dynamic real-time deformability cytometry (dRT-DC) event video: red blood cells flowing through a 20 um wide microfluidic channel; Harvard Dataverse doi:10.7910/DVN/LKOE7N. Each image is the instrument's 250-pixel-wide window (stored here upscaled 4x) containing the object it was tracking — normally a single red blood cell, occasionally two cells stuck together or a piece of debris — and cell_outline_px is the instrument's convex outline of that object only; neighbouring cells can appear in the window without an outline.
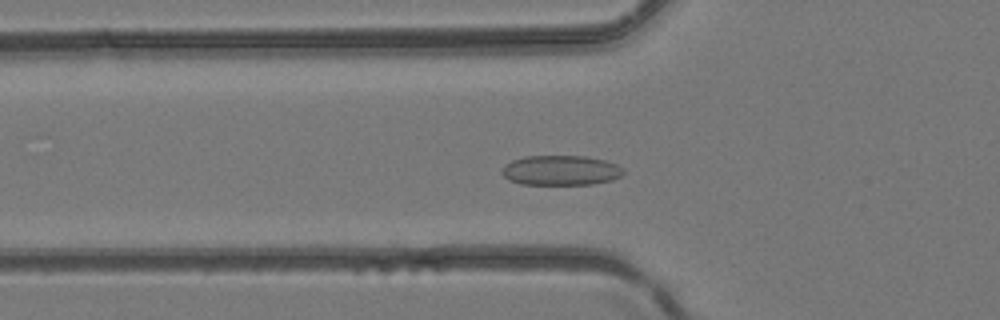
{"species": "common noctule bat (a hibernating species)", "species_latin": "Nyctalus noctula", "temperature_condition": "room temperature", "stored_images_in_passage": 42, "camera_frame_rate_fps": 3000, "um_per_image_px": 0.085, "animal": {"sex": "female", "body_mass_g": 24.6, "forearm_length_mm": 56.2}, "frame": {"image": 1, "passage_image": 15, "time_ms": 4.667, "image_size_px": [1000, 320], "cell_outline_px": [[624, 172], [620, 176], [612, 180], [592, 184], [520, 184], [508, 180], [500, 172], [504, 164], [512, 160], [524, 156], [584, 156], [604, 160], [616, 164], [624, 168]], "centroid_in_image_um": [47.63, 14.48], "position_along_channel_um": 78.2, "area_um2": 21.27}}
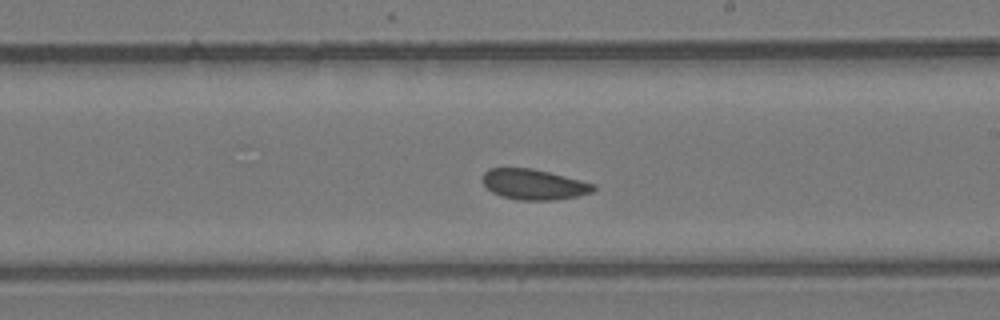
{"frame": {"image": 2, "passage_image": 25, "time_ms": 8.0, "image_size_px": [1000, 320], "cell_outline_px": [[596, 188], [592, 192], [576, 196], [552, 200], [516, 200], [500, 196], [492, 192], [484, 184], [484, 172], [488, 168], [532, 168], [596, 184]], "centroid_in_image_um": [45.37, 15.68], "position_along_channel_um": 243.6, "area_um2": 19.54}}
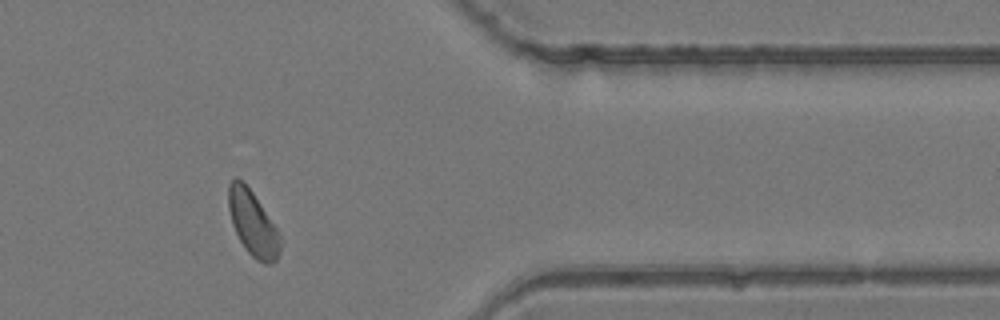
{"frame": {"image": 3, "passage_image": 35, "time_ms": 11.333, "image_size_px": [1000, 320], "cell_outline_px": [[280, 252], [276, 260], [272, 264], [264, 264], [256, 260], [248, 252], [240, 240], [232, 224], [228, 208], [228, 184], [236, 176], [252, 192], [280, 232]], "centroid_in_image_um": [21.49, 19.01], "position_along_channel_um": 389.9, "area_um2": 19.48}}